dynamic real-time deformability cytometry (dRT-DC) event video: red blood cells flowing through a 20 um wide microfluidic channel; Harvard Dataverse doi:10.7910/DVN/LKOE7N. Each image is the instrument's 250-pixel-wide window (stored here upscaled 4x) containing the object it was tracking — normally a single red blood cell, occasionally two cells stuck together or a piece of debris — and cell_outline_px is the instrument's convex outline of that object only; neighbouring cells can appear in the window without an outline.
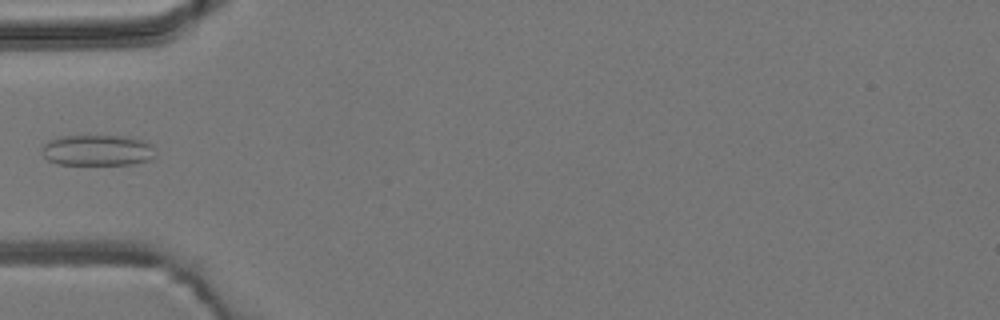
{"species": "common noctule bat (a hibernating species)", "species_latin": "Nyctalus noctula", "temperature_condition": "room temperature", "stored_images_in_passage": 6, "camera_frame_rate_fps": 3000, "um_per_image_px": 0.085, "animal": {"sex": "male", "body_mass_g": 19.2, "forearm_length_mm": 51.8}, "frame": {"image": 1, "passage_image": 5, "time_ms": 4.667, "image_size_px": [1000, 320], "cell_outline_px": [[156, 156], [148, 160], [132, 164], [56, 164], [48, 160], [44, 156], [40, 148], [48, 140], [60, 136], [128, 136], [144, 140], [152, 144]], "centroid_in_image_um": [8.28, 12.76], "position_along_channel_um": 76.7, "area_um2": 20.63}}